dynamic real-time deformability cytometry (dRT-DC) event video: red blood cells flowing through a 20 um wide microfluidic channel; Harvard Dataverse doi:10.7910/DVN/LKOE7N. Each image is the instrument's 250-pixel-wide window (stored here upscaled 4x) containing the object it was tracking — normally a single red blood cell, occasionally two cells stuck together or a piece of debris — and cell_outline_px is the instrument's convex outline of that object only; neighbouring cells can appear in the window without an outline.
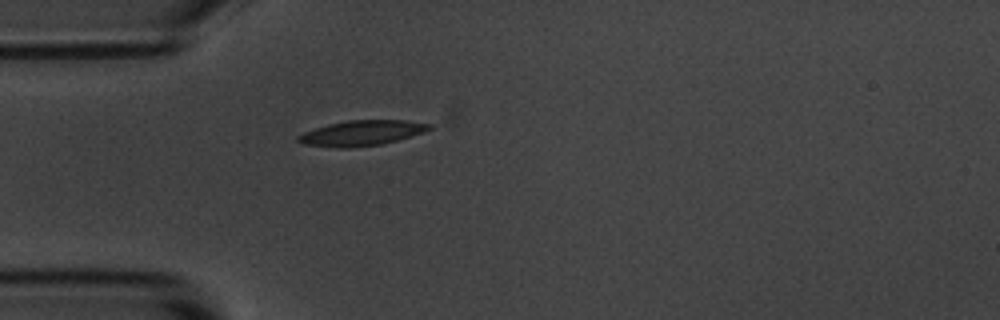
{"species": "common noctule bat (a hibernating species)", "species_latin": "Nyctalus noctula", "temperature_condition": "room temperature", "stored_images_in_passage": 1, "camera_frame_rate_fps": 3000, "um_per_image_px": 0.085, "animal": {"sex": "male", "body_mass_g": 20.1, "forearm_length_mm": 53.5}, "frame": {"image": 1, "passage_image": 1, "time_ms": 0.0, "image_size_px": [1000, 320], "cell_outline_px": [[432, 128], [424, 132], [412, 136], [380, 144], [348, 148], [340, 148], [304, 144], [296, 140], [296, 136], [304, 132], [328, 124], [348, 120], [404, 120], [432, 124]], "centroid_in_image_um": [30.74, 11.3], "position_along_channel_um": 54.3, "area_um2": 19.19}}